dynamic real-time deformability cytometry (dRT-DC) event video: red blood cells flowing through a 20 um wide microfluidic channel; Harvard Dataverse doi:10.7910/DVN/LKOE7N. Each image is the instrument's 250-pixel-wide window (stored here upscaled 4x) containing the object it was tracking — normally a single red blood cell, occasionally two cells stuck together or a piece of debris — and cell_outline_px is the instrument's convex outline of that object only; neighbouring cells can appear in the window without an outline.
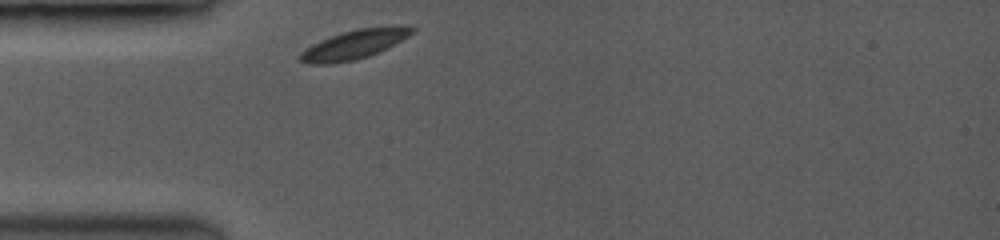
{"species": "common noctule bat (a hibernating species)", "species_latin": "Nyctalus noctula", "temperature_condition": "room temperature", "stored_images_in_passage": 29, "camera_frame_rate_fps": 3500, "um_per_image_px": 0.085, "animal": {"sex": "female", "body_mass_g": 19.0, "forearm_length_mm": 53.3}, "frame": {"image": 1, "passage_image": 1, "time_ms": 0.0, "image_size_px": [1000, 240], "cell_outline_px": [[416, 32], [368, 56], [352, 60], [332, 64], [308, 64], [300, 60], [300, 52], [312, 44], [320, 40], [356, 28], [416, 28]], "centroid_in_image_um": [29.98, 3.82], "position_along_channel_um": 55.0, "area_um2": 18.03}}
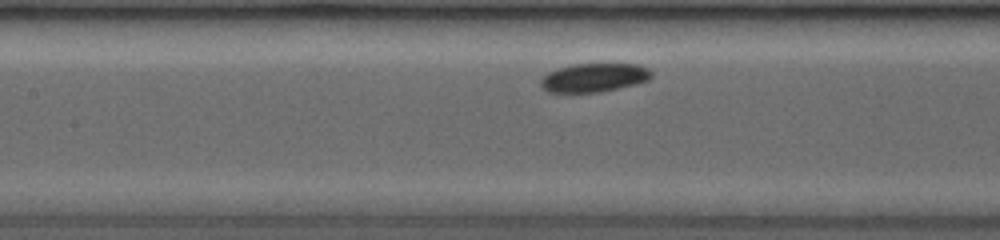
{"frame": {"image": 2, "passage_image": 22, "time_ms": 2.857, "image_size_px": [1000, 240], "cell_outline_px": [[652, 76], [648, 80], [616, 88], [596, 92], [548, 92], [540, 84], [540, 80], [548, 72], [556, 68], [572, 64], [636, 64], [648, 68], [652, 72]], "centroid_in_image_um": [50.46, 6.58], "position_along_channel_um": 156.9, "area_um2": 18.26}}
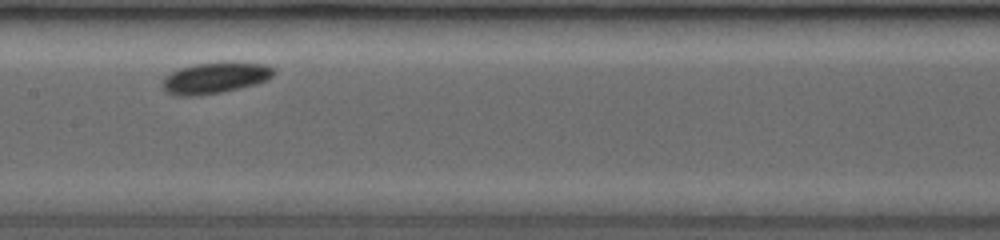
{"frame": {"image": 3, "passage_image": 28, "time_ms": 3.714, "image_size_px": [1000, 240], "cell_outline_px": [[276, 72], [268, 80], [256, 84], [220, 92], [168, 92], [160, 84], [164, 76], [180, 68], [196, 64], [220, 60], [236, 60], [268, 64]], "centroid_in_image_um": [18.43, 6.5], "position_along_channel_um": 189.0, "area_um2": 19.83}}